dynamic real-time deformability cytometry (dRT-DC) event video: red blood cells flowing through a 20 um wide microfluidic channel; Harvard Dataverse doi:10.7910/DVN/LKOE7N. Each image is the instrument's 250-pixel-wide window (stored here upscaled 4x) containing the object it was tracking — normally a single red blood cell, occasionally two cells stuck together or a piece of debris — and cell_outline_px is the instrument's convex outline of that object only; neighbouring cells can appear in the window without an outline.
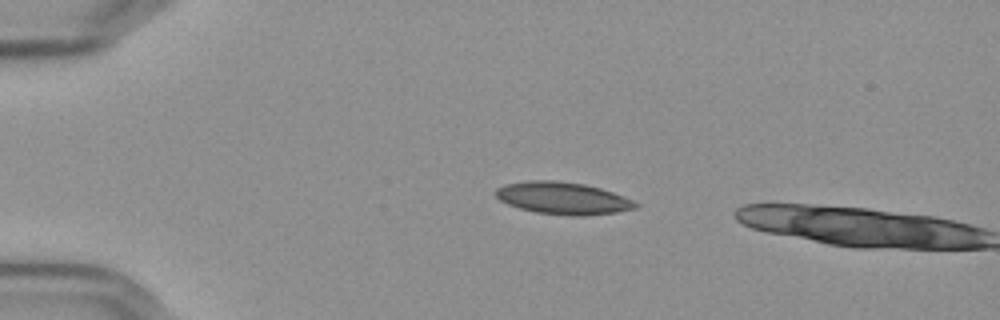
{"species": "Egyptian fruit bat (a non-hibernating species)", "species_latin": "Rousettus aegyptiacus", "temperature_condition": "cold", "stored_images_in_passage": 14, "camera_frame_rate_fps": 3000, "um_per_image_px": 0.085, "frame": {"image": 1, "passage_image": 12, "time_ms": 3.667, "image_size_px": [1000, 320], "cell_outline_px": [[640, 204], [636, 208], [616, 212], [584, 216], [572, 216], [536, 212], [520, 208], [508, 204], [500, 200], [496, 196], [496, 188], [504, 184], [528, 180], [556, 180], [584, 184], [600, 188], [624, 196]], "centroid_in_image_um": [47.84, 16.84], "position_along_channel_um": 37.2, "area_um2": 26.24}}